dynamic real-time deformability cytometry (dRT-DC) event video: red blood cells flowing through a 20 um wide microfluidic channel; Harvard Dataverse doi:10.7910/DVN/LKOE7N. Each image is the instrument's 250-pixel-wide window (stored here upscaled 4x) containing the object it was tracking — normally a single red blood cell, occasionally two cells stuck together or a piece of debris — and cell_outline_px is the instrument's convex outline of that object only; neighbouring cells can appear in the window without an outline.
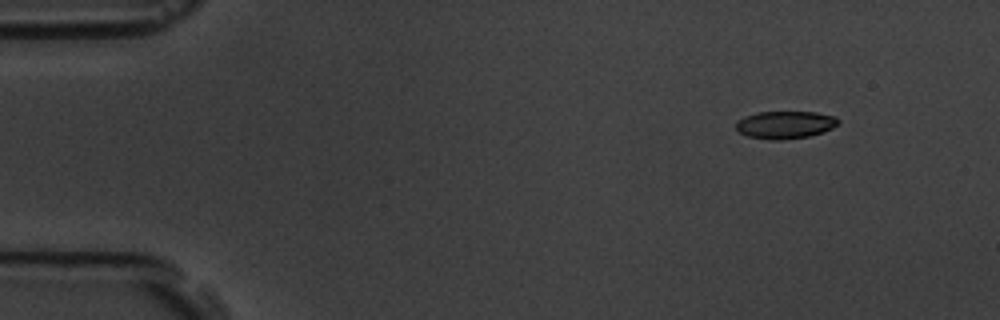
{"species": "common noctule bat (a hibernating species)", "species_latin": "Nyctalus noctula", "temperature_condition": "room temperature", "stored_images_in_passage": 5, "camera_frame_rate_fps": 3000, "um_per_image_px": 0.085, "animal": {"sex": "male", "body_mass_g": 19.5, "forearm_length_mm": 54.6}, "frame": {"image": 1, "passage_image": 2, "time_ms": 1.0, "image_size_px": [1000, 320], "cell_outline_px": [[840, 124], [824, 132], [808, 136], [780, 140], [772, 140], [748, 136], [740, 132], [736, 128], [736, 120], [744, 116], [756, 112], [816, 112], [836, 116], [840, 120]], "centroid_in_image_um": [66.76, 10.59], "position_along_channel_um": 18.2, "area_um2": 16.59}}
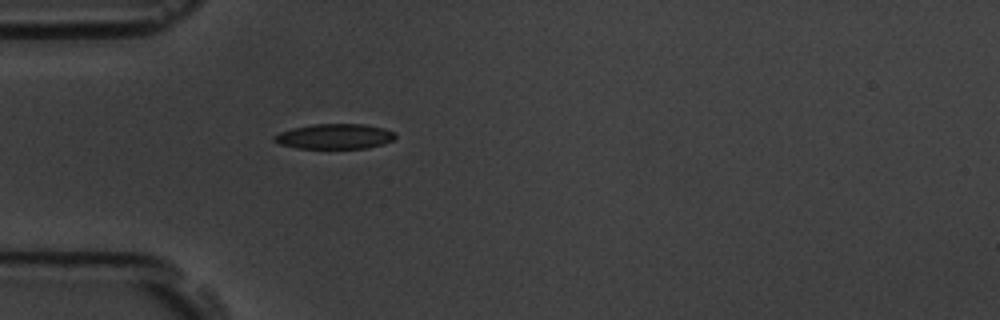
{"frame": {"image": 2, "passage_image": 5, "time_ms": 4.667, "image_size_px": [1000, 320], "cell_outline_px": [[396, 136], [392, 140], [384, 144], [368, 148], [300, 148], [280, 144], [272, 140], [272, 136], [280, 132], [292, 128], [312, 124], [364, 124], [384, 128], [396, 132]], "centroid_in_image_um": [28.46, 11.59], "position_along_channel_um": 56.5, "area_um2": 17.8}}